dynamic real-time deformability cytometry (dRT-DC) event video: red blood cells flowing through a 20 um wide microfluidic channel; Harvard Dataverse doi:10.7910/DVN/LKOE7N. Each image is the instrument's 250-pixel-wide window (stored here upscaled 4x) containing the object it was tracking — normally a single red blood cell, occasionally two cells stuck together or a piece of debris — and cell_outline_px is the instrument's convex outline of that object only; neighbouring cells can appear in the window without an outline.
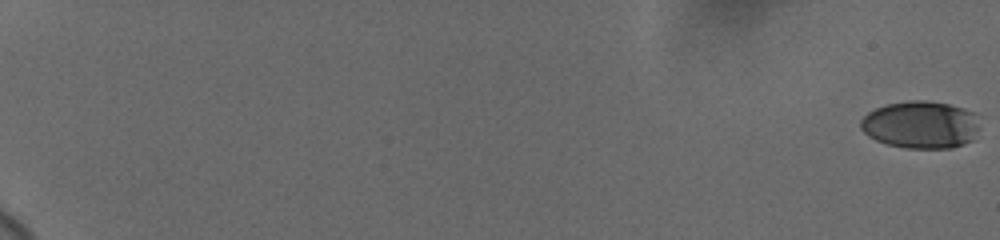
{"species": "human", "species_latin": "Homo sapiens", "temperature_condition": "cold", "stored_images_in_passage": 61, "camera_frame_rate_fps": 3000, "um_per_image_px": 0.085, "donor": {"sex": "female"}, "frame": {"image": 1, "passage_image": 1, "time_ms": 0.0, "image_size_px": [1000, 240], "cell_outline_px": [[980, 128], [972, 140], [964, 144], [952, 148], [904, 148], [888, 144], [876, 140], [868, 136], [860, 128], [860, 120], [868, 112], [876, 108], [888, 104], [912, 100], [928, 100], [948, 104], [964, 108], [976, 112]], "centroid_in_image_um": [78.29, 10.6], "position_along_channel_um": 6.7, "area_um2": 33.23}}
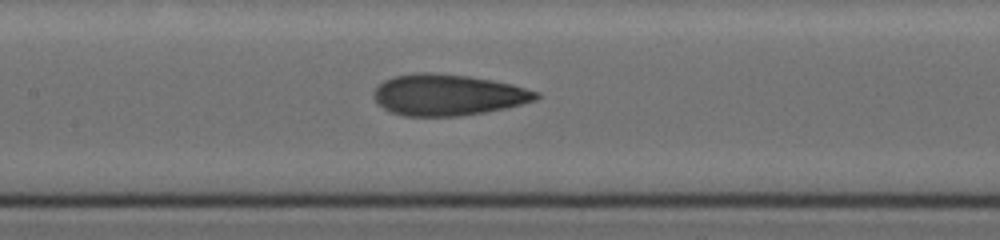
{"frame": {"image": 2, "passage_image": 34, "time_ms": 11.0, "image_size_px": [1000, 240], "cell_outline_px": [[540, 96], [536, 100], [504, 108], [484, 112], [460, 116], [404, 116], [392, 112], [376, 104], [372, 96], [372, 92], [384, 80], [396, 76], [412, 72], [432, 72], [468, 76], [492, 80], [512, 84], [540, 92]], "centroid_in_image_um": [38.04, 8.06], "position_along_channel_um": 169.4, "area_um2": 39.13}}
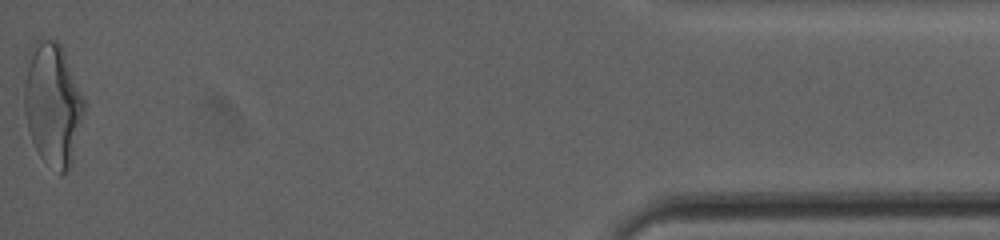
{"frame": {"image": 3, "passage_image": 61, "time_ms": 20.0, "image_size_px": [1000, 240], "cell_outline_px": [[84, 108], [72, 164], [68, 172], [60, 176], [40, 156], [32, 140], [28, 128], [24, 112], [24, 84], [28, 52], [32, 44], [40, 36], [56, 40], [60, 44], [64, 52], [84, 100]], "centroid_in_image_um": [4.45, 8.85], "position_along_channel_um": 430.7, "area_um2": 42.95}, "authors_computed_cell_mechanics": {"area_um2": 37.4544, "velocity_mm_per_s": 3.6785, "shape_relaxation_time_tau1_ms": 4.9886, "shape_relaxation_time_tau2_ms": 1.3679, "deformation_change_tau1": 0.1999, "deformation_change_tau2": 0.0843}}